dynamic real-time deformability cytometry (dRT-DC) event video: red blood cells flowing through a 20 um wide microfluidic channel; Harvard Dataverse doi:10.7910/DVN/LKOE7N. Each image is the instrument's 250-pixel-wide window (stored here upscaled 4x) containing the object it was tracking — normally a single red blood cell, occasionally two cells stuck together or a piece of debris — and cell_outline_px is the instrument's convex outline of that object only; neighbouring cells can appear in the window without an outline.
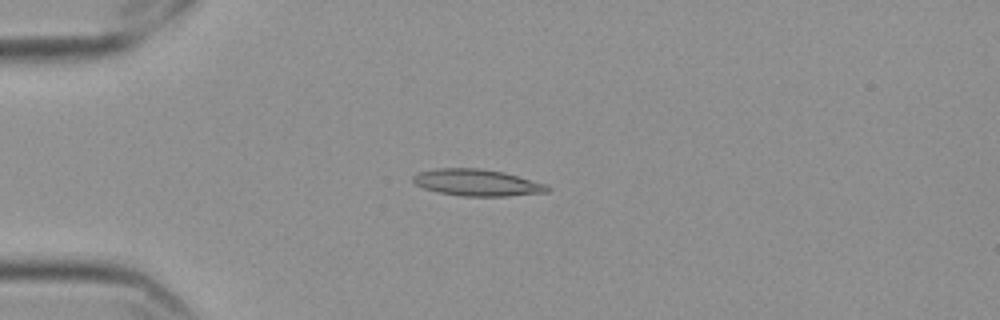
{"species": "Egyptian fruit bat (a non-hibernating species)", "species_latin": "Rousettus aegyptiacus", "temperature_condition": "cold", "stored_images_in_passage": 56, "camera_frame_rate_fps": 3000, "um_per_image_px": 0.085, "frame": {"image": 1, "passage_image": 14, "time_ms": 4.333, "image_size_px": [1000, 320], "cell_outline_px": [[552, 188], [548, 192], [508, 196], [460, 196], [436, 192], [424, 188], [416, 184], [412, 180], [412, 176], [416, 172], [436, 168], [480, 168], [504, 172], [548, 184]], "centroid_in_image_um": [40.56, 15.52], "position_along_channel_um": 44.4, "area_um2": 21.21}}
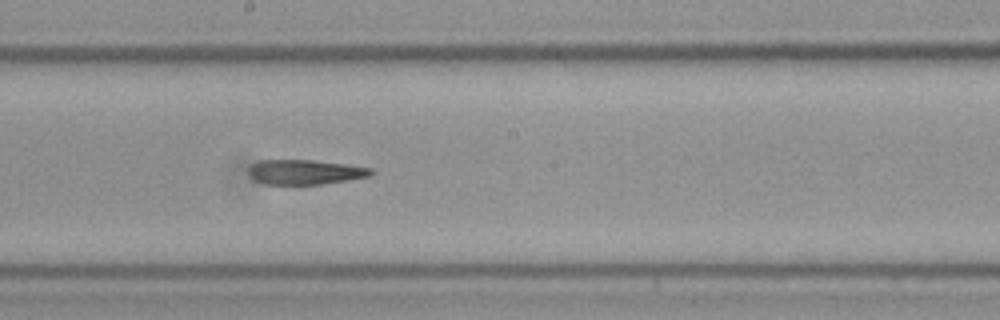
{"frame": {"image": 2, "passage_image": 31, "time_ms": 10.0, "image_size_px": [1000, 320], "cell_outline_px": [[372, 172], [368, 176], [348, 180], [320, 184], [268, 184], [256, 180], [248, 172], [248, 168], [252, 164], [260, 160], [312, 160], [348, 164], [372, 168]], "centroid_in_image_um": [25.93, 14.61], "position_along_channel_um": 222.3, "area_um2": 17.46}}
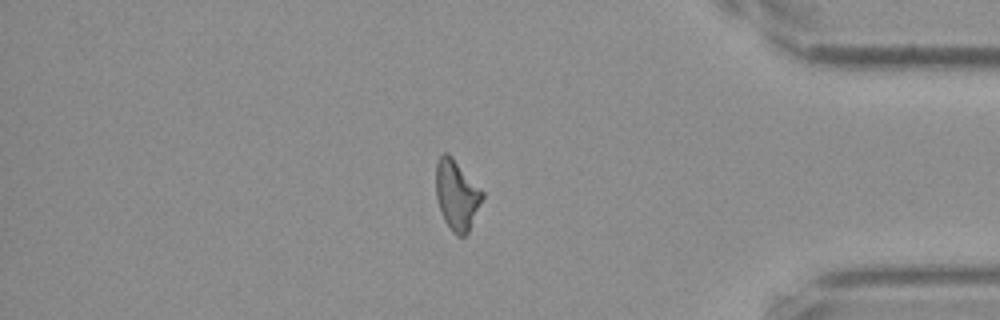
{"frame": {"image": 3, "passage_image": 48, "time_ms": 15.667, "image_size_px": [1000, 320], "cell_outline_px": [[484, 196], [468, 232], [464, 236], [456, 236], [452, 232], [444, 220], [436, 196], [436, 164], [440, 156], [444, 152], [448, 152], [452, 156], [484, 192]], "centroid_in_image_um": [38.82, 16.56], "position_along_channel_um": 396.4, "area_um2": 18.84}, "authors_computed_cell_mechanics": {"area_um2": 19.2185, "velocity_mm_per_s": 3.5465, "shape_relaxation_time_tau1_ms": null, "shape_relaxation_time_tau2_ms": 7.5873, "deformation_change_tau1": null, "deformation_change_tau2": 0.1797}}